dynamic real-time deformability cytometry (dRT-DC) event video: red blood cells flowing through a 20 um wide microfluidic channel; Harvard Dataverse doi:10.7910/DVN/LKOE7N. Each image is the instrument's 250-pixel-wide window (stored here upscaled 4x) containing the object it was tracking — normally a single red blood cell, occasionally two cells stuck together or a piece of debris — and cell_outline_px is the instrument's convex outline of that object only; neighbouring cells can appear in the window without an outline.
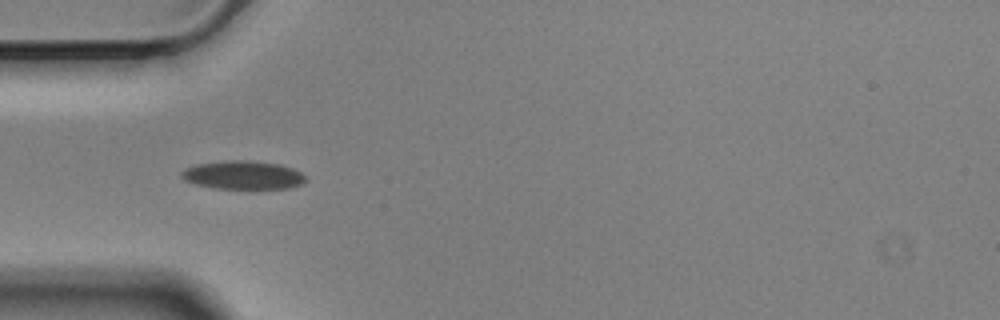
{"species": "Egyptian fruit bat (a non-hibernating species)", "species_latin": "Rousettus aegyptiacus", "temperature_condition": "cold", "stored_images_in_passage": 41, "camera_frame_rate_fps": 3000, "um_per_image_px": 0.085, "animal": {"sex": "male"}, "frame": {"image": 1, "passage_image": 1, "time_ms": 0.0, "image_size_px": [1000, 320], "cell_outline_px": [[308, 180], [300, 184], [288, 188], [212, 188], [196, 184], [184, 180], [180, 176], [180, 172], [184, 168], [196, 164], [224, 160], [248, 160], [280, 164], [292, 168], [308, 176]], "centroid_in_image_um": [20.64, 14.87], "position_along_channel_um": 64.4, "area_um2": 20.75}}
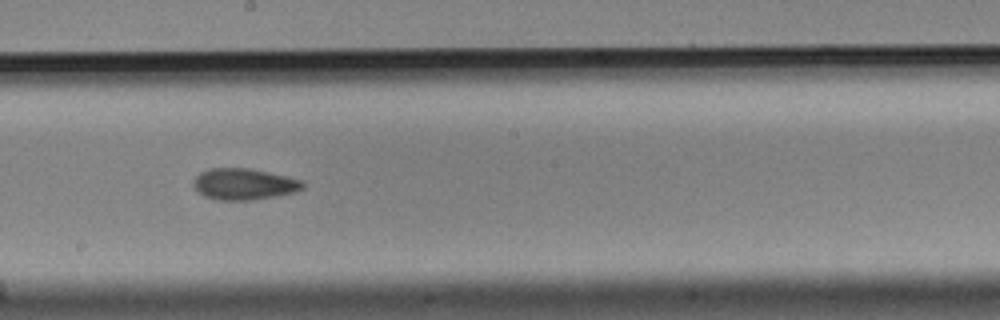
{"frame": {"image": 2, "passage_image": 15, "time_ms": 4.667, "image_size_px": [1000, 320], "cell_outline_px": [[304, 188], [296, 192], [276, 196], [252, 200], [216, 200], [204, 196], [192, 184], [196, 176], [200, 172], [208, 168], [248, 168], [304, 180]], "centroid_in_image_um": [20.75, 15.65], "position_along_channel_um": 227.4, "area_um2": 20.0}}
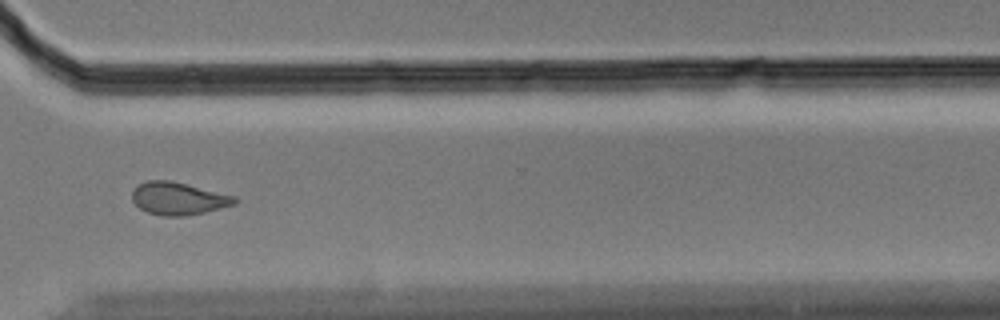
{"frame": {"image": 3, "passage_image": 26, "time_ms": 8.333, "image_size_px": [1000, 320], "cell_outline_px": [[236, 204], [204, 212], [184, 216], [164, 216], [148, 212], [140, 208], [132, 200], [132, 192], [140, 184], [148, 180], [168, 180], [236, 196]], "centroid_in_image_um": [15.16, 16.88], "position_along_channel_um": 355.4, "area_um2": 19.13}, "authors_computed_cell_mechanics": {"area_um2": 19.9988, "velocity_mm_per_s": 3.4966, "shape_relaxation_time_tau1_ms": null, "shape_relaxation_time_tau2_ms": 5.6913, "deformation_change_tau1": null, "deformation_change_tau2": 0.1097}}